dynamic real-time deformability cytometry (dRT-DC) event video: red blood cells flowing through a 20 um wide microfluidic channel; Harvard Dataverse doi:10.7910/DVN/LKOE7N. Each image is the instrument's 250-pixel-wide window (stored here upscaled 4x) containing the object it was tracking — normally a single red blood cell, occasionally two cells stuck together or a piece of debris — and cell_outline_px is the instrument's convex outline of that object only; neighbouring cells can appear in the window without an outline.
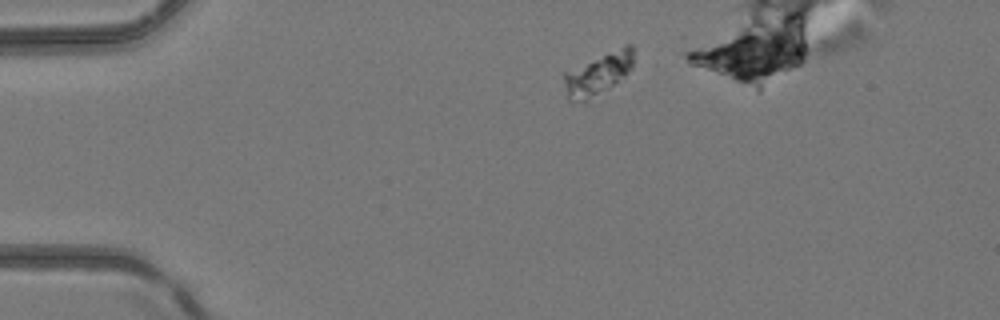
{"species": "common noctule bat (a hibernating species)", "species_latin": "Nyctalus noctula", "temperature_condition": "room temperature", "stored_images_in_passage": 5, "camera_frame_rate_fps": 3000, "um_per_image_px": 0.085, "animal": {"sex": "female", "body_mass_g": 24.6, "forearm_length_mm": 56.2}, "frame": {"image": 1, "passage_image": 1, "time_ms": 0.0, "image_size_px": [1000, 320], "cell_outline_px": [[632, 68], [624, 76], [612, 84], [584, 100], [568, 100], [560, 72], [624, 44], [632, 44]], "centroid_in_image_um": [50.76, 6.2], "position_along_channel_um": 34.2, "area_um2": 16.88}}